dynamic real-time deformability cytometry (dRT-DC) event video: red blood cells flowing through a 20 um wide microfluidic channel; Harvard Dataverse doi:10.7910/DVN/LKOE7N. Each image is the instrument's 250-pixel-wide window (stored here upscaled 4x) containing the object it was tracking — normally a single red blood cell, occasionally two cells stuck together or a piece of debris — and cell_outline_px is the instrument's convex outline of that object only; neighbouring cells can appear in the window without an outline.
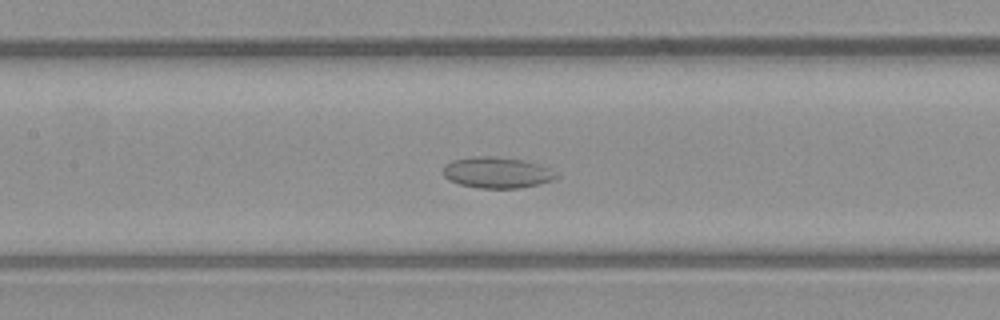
{"species": "common noctule bat (a hibernating species)", "species_latin": "Nyctalus noctula", "temperature_condition": "warm", "stored_images_in_passage": 42, "segment_of_instrument_passage": [1, 2], "camera_frame_rate_fps": 3000, "um_per_image_px": 0.085, "animal": {"sex": "male", "body_mass_g": 23.1, "forearm_length_mm": 52.7}, "frame": {"image": 1, "passage_image": 23, "time_ms": 7.333, "image_size_px": [1000, 320], "cell_outline_px": [[556, 176], [552, 180], [520, 188], [480, 188], [460, 184], [448, 180], [444, 176], [444, 164], [452, 160], [476, 156], [492, 156], [524, 160], [548, 168]], "centroid_in_image_um": [42.16, 14.66], "position_along_channel_um": 165.2, "area_um2": 20.11}}
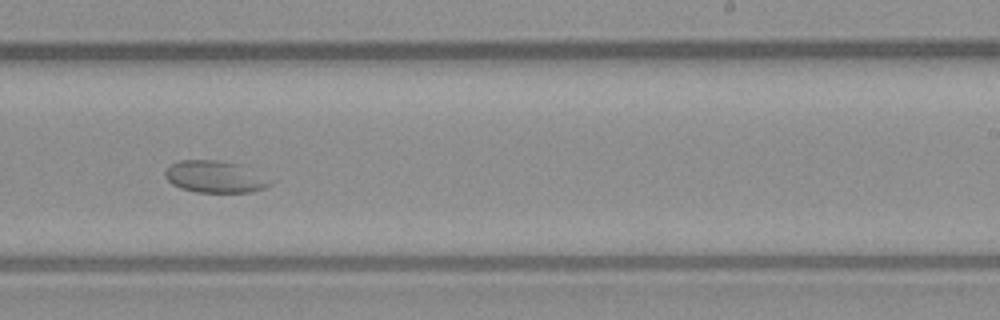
{"frame": {"image": 2, "passage_image": 31, "time_ms": 10.0, "image_size_px": [1000, 320], "cell_outline_px": [[276, 180], [272, 184], [264, 188], [252, 192], [196, 192], [180, 188], [172, 184], [164, 176], [164, 172], [176, 160], [216, 160], [236, 164]], "centroid_in_image_um": [18.28, 15.04], "position_along_channel_um": 270.7, "area_um2": 19.54}}
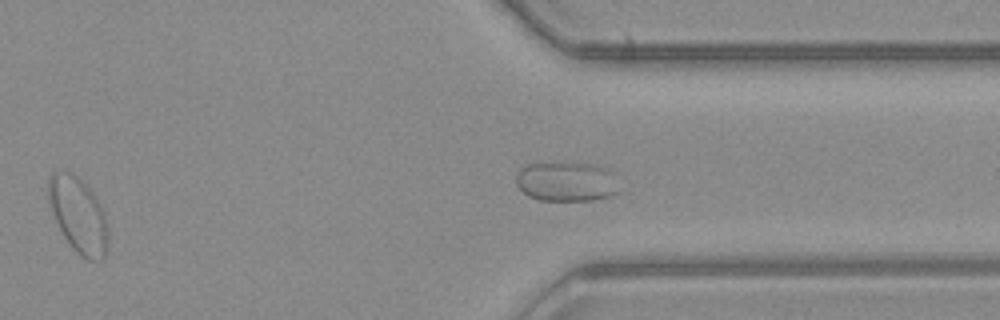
{"frame": {"image": 3, "passage_image": 38, "time_ms": 12.333, "image_size_px": [1000, 320], "cell_outline_px": [[108, 240], [104, 256], [100, 260], [88, 260], [80, 256], [68, 244], [48, 204], [48, 176], [56, 168], [64, 168], [80, 176], [84, 180], [96, 196], [104, 212], [108, 228]], "centroid_in_image_um": [6.64, 18.19], "position_along_channel_um": 404.8, "area_um2": 26.99}}